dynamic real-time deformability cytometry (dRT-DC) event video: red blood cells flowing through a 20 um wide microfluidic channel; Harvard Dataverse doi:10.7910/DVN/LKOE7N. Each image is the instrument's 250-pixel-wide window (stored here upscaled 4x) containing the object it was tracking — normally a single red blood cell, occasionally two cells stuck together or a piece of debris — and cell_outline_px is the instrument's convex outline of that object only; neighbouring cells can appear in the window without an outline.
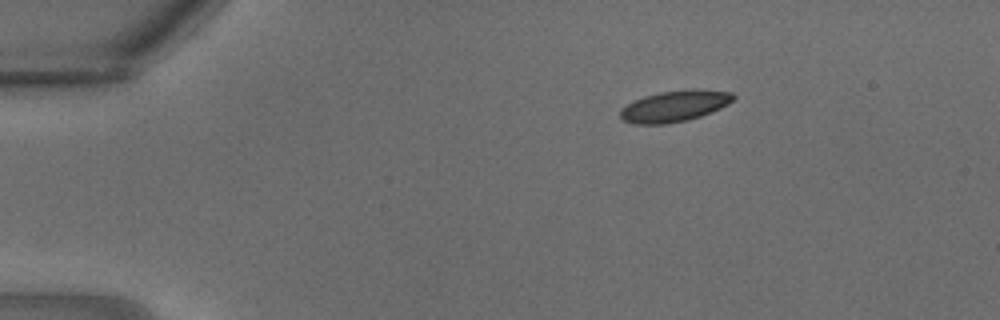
{"species": "common noctule bat (a hibernating species)", "species_latin": "Nyctalus noctula", "temperature_condition": "warm", "stored_images_in_passage": 27, "camera_frame_rate_fps": 3000, "um_per_image_px": 0.085, "animal": {"sex": "male", "body_mass_g": 18.8}, "frame": {"image": 1, "passage_image": 1, "time_ms": 0.0, "image_size_px": [1000, 320], "cell_outline_px": [[736, 96], [728, 104], [720, 108], [700, 116], [688, 120], [668, 124], [632, 124], [624, 120], [620, 116], [620, 108], [644, 96], [660, 92], [688, 88], [692, 88], [732, 92]], "centroid_in_image_um": [57.34, 9.01], "position_along_channel_um": 27.7, "area_um2": 20.63}}
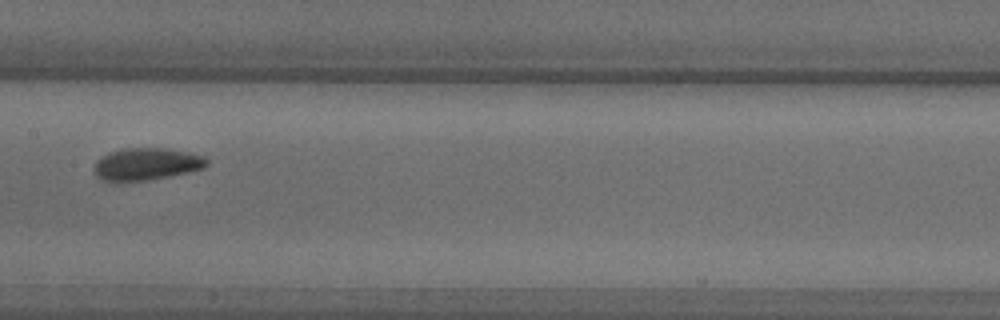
{"frame": {"image": 2, "passage_image": 12, "time_ms": 3.667, "image_size_px": [1000, 320], "cell_outline_px": [[208, 164], [204, 168], [188, 172], [148, 180], [104, 180], [96, 176], [92, 168], [96, 160], [100, 156], [108, 152], [124, 148], [164, 148], [188, 152], [204, 156], [208, 160]], "centroid_in_image_um": [12.43, 13.92], "position_along_channel_um": 195.0, "area_um2": 21.1}}
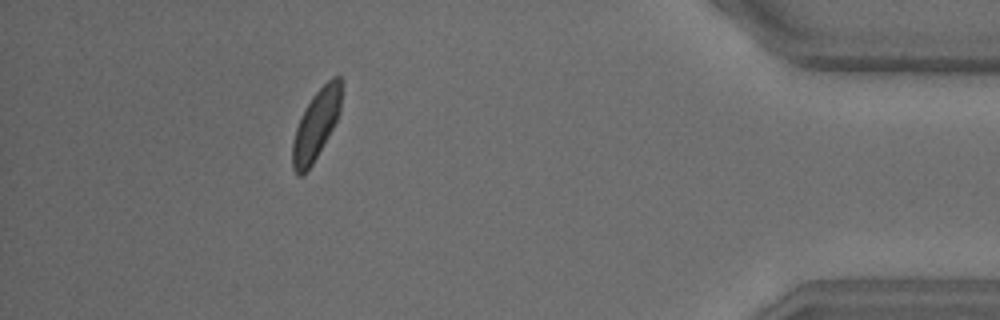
{"frame": {"image": 3, "passage_image": 24, "time_ms": 7.667, "image_size_px": [1000, 320], "cell_outline_px": [[340, 112], [328, 136], [312, 164], [300, 176], [296, 176], [292, 168], [292, 144], [296, 128], [304, 108], [312, 96], [332, 76], [340, 76]], "centroid_in_image_um": [26.83, 10.62], "position_along_channel_um": 408.4, "area_um2": 19.42}}